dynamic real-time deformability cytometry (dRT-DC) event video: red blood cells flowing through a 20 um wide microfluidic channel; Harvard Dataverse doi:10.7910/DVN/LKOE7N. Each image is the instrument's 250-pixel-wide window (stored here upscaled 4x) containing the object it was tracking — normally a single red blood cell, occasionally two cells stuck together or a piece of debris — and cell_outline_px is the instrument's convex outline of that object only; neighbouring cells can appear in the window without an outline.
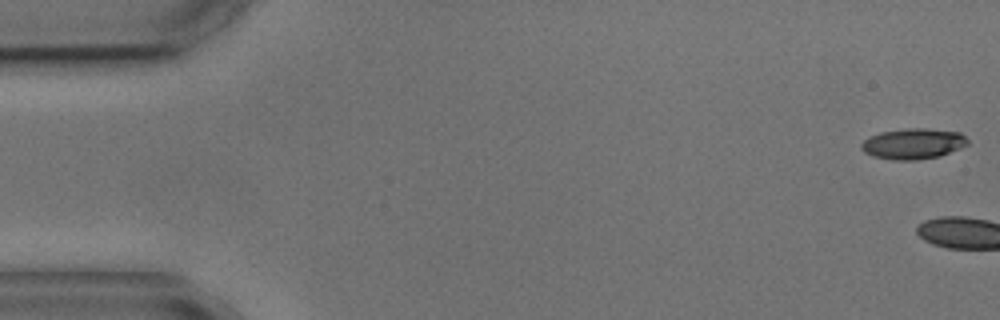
{"species": "common noctule bat (a hibernating species)", "species_latin": "Nyctalus noctula", "temperature_condition": "cold", "stored_images_in_passage": 5, "camera_frame_rate_fps": 3000, "um_per_image_px": 0.085, "animal": {"sex": "male", "body_mass_g": 17.9, "forearm_length_mm": 54.2}, "frame": {"image": 1, "passage_image": 1, "time_ms": 0.0, "image_size_px": [1000, 320], "cell_outline_px": [[968, 144], [960, 148], [940, 156], [916, 160], [892, 160], [872, 156], [864, 152], [860, 148], [860, 144], [864, 140], [880, 132], [904, 128], [928, 128], [960, 132], [968, 140]], "centroid_in_image_um": [77.61, 12.21], "position_along_channel_um": 7.4, "area_um2": 19.13}}